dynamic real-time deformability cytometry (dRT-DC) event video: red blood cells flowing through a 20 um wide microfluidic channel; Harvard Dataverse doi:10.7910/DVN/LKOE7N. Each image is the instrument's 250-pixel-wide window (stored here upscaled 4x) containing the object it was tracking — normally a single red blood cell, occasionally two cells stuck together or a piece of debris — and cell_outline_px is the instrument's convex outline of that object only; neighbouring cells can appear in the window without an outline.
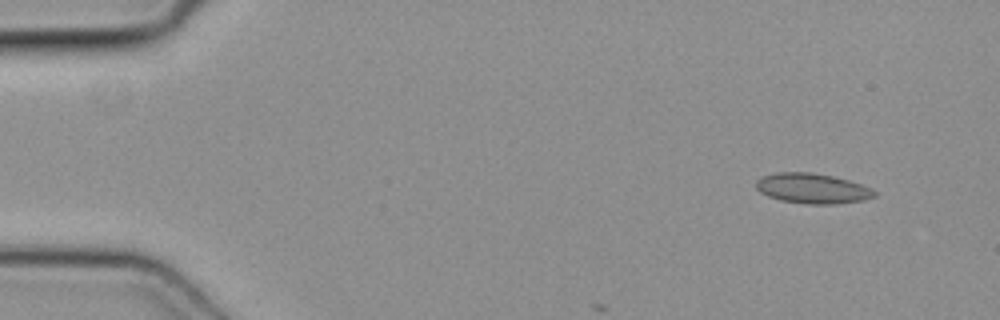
{"species": "common noctule bat (a hibernating species)", "species_latin": "Nyctalus noctula", "temperature_condition": "cold", "stored_images_in_passage": 6, "camera_frame_rate_fps": 3000, "um_per_image_px": 0.085, "animal": {"sex": "female", "body_mass_g": 19.3, "forearm_length_mm": 54.1}, "frame": {"image": 1, "passage_image": 2, "time_ms": 0.333, "image_size_px": [1000, 320], "cell_outline_px": [[876, 196], [864, 200], [836, 204], [808, 204], [780, 200], [768, 196], [760, 192], [756, 188], [756, 180], [764, 176], [776, 172], [808, 172], [832, 176], [848, 180], [872, 188], [876, 192]], "centroid_in_image_um": [69.06, 16.02], "position_along_channel_um": 15.9, "area_um2": 20.75}}